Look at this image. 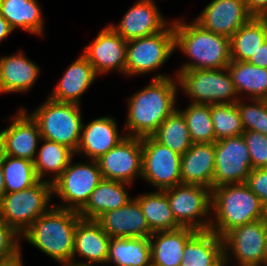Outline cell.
I'll use <instances>...</instances> for the list:
<instances>
[{
    "mask_svg": "<svg viewBox=\"0 0 267 266\" xmlns=\"http://www.w3.org/2000/svg\"><path fill=\"white\" fill-rule=\"evenodd\" d=\"M263 100H264V102H265V104L267 106V96Z\"/></svg>",
    "mask_w": 267,
    "mask_h": 266,
    "instance_id": "cell-53",
    "label": "cell"
},
{
    "mask_svg": "<svg viewBox=\"0 0 267 266\" xmlns=\"http://www.w3.org/2000/svg\"><path fill=\"white\" fill-rule=\"evenodd\" d=\"M110 239L97 220L81 218L75 231L73 265L93 266L96 263H106ZM76 254L86 261H74Z\"/></svg>",
    "mask_w": 267,
    "mask_h": 266,
    "instance_id": "cell-20",
    "label": "cell"
},
{
    "mask_svg": "<svg viewBox=\"0 0 267 266\" xmlns=\"http://www.w3.org/2000/svg\"><path fill=\"white\" fill-rule=\"evenodd\" d=\"M2 171L6 193L25 190L39 181L35 173L34 162L28 159L3 155Z\"/></svg>",
    "mask_w": 267,
    "mask_h": 266,
    "instance_id": "cell-35",
    "label": "cell"
},
{
    "mask_svg": "<svg viewBox=\"0 0 267 266\" xmlns=\"http://www.w3.org/2000/svg\"><path fill=\"white\" fill-rule=\"evenodd\" d=\"M13 29L10 27L7 20L2 17L0 13V41L4 40L8 35L12 33Z\"/></svg>",
    "mask_w": 267,
    "mask_h": 266,
    "instance_id": "cell-44",
    "label": "cell"
},
{
    "mask_svg": "<svg viewBox=\"0 0 267 266\" xmlns=\"http://www.w3.org/2000/svg\"><path fill=\"white\" fill-rule=\"evenodd\" d=\"M50 179L39 180L32 187L13 193H5L0 200V217L22 235L31 224L50 207L52 195Z\"/></svg>",
    "mask_w": 267,
    "mask_h": 266,
    "instance_id": "cell-6",
    "label": "cell"
},
{
    "mask_svg": "<svg viewBox=\"0 0 267 266\" xmlns=\"http://www.w3.org/2000/svg\"><path fill=\"white\" fill-rule=\"evenodd\" d=\"M250 190L261 200V203L267 205V167L252 169L245 182Z\"/></svg>",
    "mask_w": 267,
    "mask_h": 266,
    "instance_id": "cell-41",
    "label": "cell"
},
{
    "mask_svg": "<svg viewBox=\"0 0 267 266\" xmlns=\"http://www.w3.org/2000/svg\"><path fill=\"white\" fill-rule=\"evenodd\" d=\"M81 218L77 211L51 206L21 236L62 265L73 264L75 231Z\"/></svg>",
    "mask_w": 267,
    "mask_h": 266,
    "instance_id": "cell-2",
    "label": "cell"
},
{
    "mask_svg": "<svg viewBox=\"0 0 267 266\" xmlns=\"http://www.w3.org/2000/svg\"><path fill=\"white\" fill-rule=\"evenodd\" d=\"M223 256V238L210 230L197 231L184 246L181 266H213Z\"/></svg>",
    "mask_w": 267,
    "mask_h": 266,
    "instance_id": "cell-27",
    "label": "cell"
},
{
    "mask_svg": "<svg viewBox=\"0 0 267 266\" xmlns=\"http://www.w3.org/2000/svg\"><path fill=\"white\" fill-rule=\"evenodd\" d=\"M2 157H3V136L0 131V159H2Z\"/></svg>",
    "mask_w": 267,
    "mask_h": 266,
    "instance_id": "cell-48",
    "label": "cell"
},
{
    "mask_svg": "<svg viewBox=\"0 0 267 266\" xmlns=\"http://www.w3.org/2000/svg\"><path fill=\"white\" fill-rule=\"evenodd\" d=\"M196 232L189 227L153 232L149 237L152 262L158 266H181L184 246Z\"/></svg>",
    "mask_w": 267,
    "mask_h": 266,
    "instance_id": "cell-24",
    "label": "cell"
},
{
    "mask_svg": "<svg viewBox=\"0 0 267 266\" xmlns=\"http://www.w3.org/2000/svg\"><path fill=\"white\" fill-rule=\"evenodd\" d=\"M145 266H158V265L151 261L149 264H146Z\"/></svg>",
    "mask_w": 267,
    "mask_h": 266,
    "instance_id": "cell-50",
    "label": "cell"
},
{
    "mask_svg": "<svg viewBox=\"0 0 267 266\" xmlns=\"http://www.w3.org/2000/svg\"><path fill=\"white\" fill-rule=\"evenodd\" d=\"M96 77L94 67L81 54L65 71L49 97L55 101L80 105V96L91 86Z\"/></svg>",
    "mask_w": 267,
    "mask_h": 266,
    "instance_id": "cell-23",
    "label": "cell"
},
{
    "mask_svg": "<svg viewBox=\"0 0 267 266\" xmlns=\"http://www.w3.org/2000/svg\"><path fill=\"white\" fill-rule=\"evenodd\" d=\"M224 255L234 254L239 266H266V219L230 230L223 237Z\"/></svg>",
    "mask_w": 267,
    "mask_h": 266,
    "instance_id": "cell-13",
    "label": "cell"
},
{
    "mask_svg": "<svg viewBox=\"0 0 267 266\" xmlns=\"http://www.w3.org/2000/svg\"><path fill=\"white\" fill-rule=\"evenodd\" d=\"M0 266H23V263H22V259L20 258L17 261H14L8 264H1Z\"/></svg>",
    "mask_w": 267,
    "mask_h": 266,
    "instance_id": "cell-47",
    "label": "cell"
},
{
    "mask_svg": "<svg viewBox=\"0 0 267 266\" xmlns=\"http://www.w3.org/2000/svg\"><path fill=\"white\" fill-rule=\"evenodd\" d=\"M253 169L267 167V136L256 131H244Z\"/></svg>",
    "mask_w": 267,
    "mask_h": 266,
    "instance_id": "cell-40",
    "label": "cell"
},
{
    "mask_svg": "<svg viewBox=\"0 0 267 266\" xmlns=\"http://www.w3.org/2000/svg\"><path fill=\"white\" fill-rule=\"evenodd\" d=\"M152 137L181 156L193 144L186 119L177 108L160 124Z\"/></svg>",
    "mask_w": 267,
    "mask_h": 266,
    "instance_id": "cell-33",
    "label": "cell"
},
{
    "mask_svg": "<svg viewBox=\"0 0 267 266\" xmlns=\"http://www.w3.org/2000/svg\"><path fill=\"white\" fill-rule=\"evenodd\" d=\"M156 6L153 0H139L129 8L117 26L112 24L110 27L127 41L161 32L168 22Z\"/></svg>",
    "mask_w": 267,
    "mask_h": 266,
    "instance_id": "cell-18",
    "label": "cell"
},
{
    "mask_svg": "<svg viewBox=\"0 0 267 266\" xmlns=\"http://www.w3.org/2000/svg\"><path fill=\"white\" fill-rule=\"evenodd\" d=\"M210 107L215 142L223 138L243 135L244 129L236 103L210 104Z\"/></svg>",
    "mask_w": 267,
    "mask_h": 266,
    "instance_id": "cell-37",
    "label": "cell"
},
{
    "mask_svg": "<svg viewBox=\"0 0 267 266\" xmlns=\"http://www.w3.org/2000/svg\"><path fill=\"white\" fill-rule=\"evenodd\" d=\"M84 126L76 154L83 152L91 160L96 161L127 137V134L119 135L116 121L108 116L97 118Z\"/></svg>",
    "mask_w": 267,
    "mask_h": 266,
    "instance_id": "cell-22",
    "label": "cell"
},
{
    "mask_svg": "<svg viewBox=\"0 0 267 266\" xmlns=\"http://www.w3.org/2000/svg\"><path fill=\"white\" fill-rule=\"evenodd\" d=\"M97 221L110 238L150 237L153 233L135 198H131L123 207L103 213Z\"/></svg>",
    "mask_w": 267,
    "mask_h": 266,
    "instance_id": "cell-19",
    "label": "cell"
},
{
    "mask_svg": "<svg viewBox=\"0 0 267 266\" xmlns=\"http://www.w3.org/2000/svg\"><path fill=\"white\" fill-rule=\"evenodd\" d=\"M44 144L38 152L37 158L34 161V169L39 180H43L45 172H54L53 180L55 181L62 172L72 162V157L75 154L73 150L65 145L59 144L55 141L41 139Z\"/></svg>",
    "mask_w": 267,
    "mask_h": 266,
    "instance_id": "cell-34",
    "label": "cell"
},
{
    "mask_svg": "<svg viewBox=\"0 0 267 266\" xmlns=\"http://www.w3.org/2000/svg\"><path fill=\"white\" fill-rule=\"evenodd\" d=\"M266 266H267V220H266Z\"/></svg>",
    "mask_w": 267,
    "mask_h": 266,
    "instance_id": "cell-49",
    "label": "cell"
},
{
    "mask_svg": "<svg viewBox=\"0 0 267 266\" xmlns=\"http://www.w3.org/2000/svg\"><path fill=\"white\" fill-rule=\"evenodd\" d=\"M129 183L102 179L86 205L78 212L84 219L97 220L103 213L123 207L131 199L125 191Z\"/></svg>",
    "mask_w": 267,
    "mask_h": 266,
    "instance_id": "cell-26",
    "label": "cell"
},
{
    "mask_svg": "<svg viewBox=\"0 0 267 266\" xmlns=\"http://www.w3.org/2000/svg\"><path fill=\"white\" fill-rule=\"evenodd\" d=\"M193 143H214L215 133L209 104L191 103L181 111Z\"/></svg>",
    "mask_w": 267,
    "mask_h": 266,
    "instance_id": "cell-36",
    "label": "cell"
},
{
    "mask_svg": "<svg viewBox=\"0 0 267 266\" xmlns=\"http://www.w3.org/2000/svg\"><path fill=\"white\" fill-rule=\"evenodd\" d=\"M251 158L243 135L215 142L213 188L246 182L252 171Z\"/></svg>",
    "mask_w": 267,
    "mask_h": 266,
    "instance_id": "cell-12",
    "label": "cell"
},
{
    "mask_svg": "<svg viewBox=\"0 0 267 266\" xmlns=\"http://www.w3.org/2000/svg\"><path fill=\"white\" fill-rule=\"evenodd\" d=\"M265 219L267 220V205L265 206Z\"/></svg>",
    "mask_w": 267,
    "mask_h": 266,
    "instance_id": "cell-51",
    "label": "cell"
},
{
    "mask_svg": "<svg viewBox=\"0 0 267 266\" xmlns=\"http://www.w3.org/2000/svg\"><path fill=\"white\" fill-rule=\"evenodd\" d=\"M116 266H145L152 261L149 237L111 238L108 249V262Z\"/></svg>",
    "mask_w": 267,
    "mask_h": 266,
    "instance_id": "cell-29",
    "label": "cell"
},
{
    "mask_svg": "<svg viewBox=\"0 0 267 266\" xmlns=\"http://www.w3.org/2000/svg\"><path fill=\"white\" fill-rule=\"evenodd\" d=\"M164 192L173 216L181 227L197 231L210 230L212 220L205 221L204 216L207 218L211 209V189L199 185L178 184Z\"/></svg>",
    "mask_w": 267,
    "mask_h": 266,
    "instance_id": "cell-9",
    "label": "cell"
},
{
    "mask_svg": "<svg viewBox=\"0 0 267 266\" xmlns=\"http://www.w3.org/2000/svg\"><path fill=\"white\" fill-rule=\"evenodd\" d=\"M152 232L181 228L176 222L164 190L135 197Z\"/></svg>",
    "mask_w": 267,
    "mask_h": 266,
    "instance_id": "cell-32",
    "label": "cell"
},
{
    "mask_svg": "<svg viewBox=\"0 0 267 266\" xmlns=\"http://www.w3.org/2000/svg\"><path fill=\"white\" fill-rule=\"evenodd\" d=\"M12 123L1 131L3 136V155L35 161L38 140L42 139L37 122L20 109Z\"/></svg>",
    "mask_w": 267,
    "mask_h": 266,
    "instance_id": "cell-17",
    "label": "cell"
},
{
    "mask_svg": "<svg viewBox=\"0 0 267 266\" xmlns=\"http://www.w3.org/2000/svg\"><path fill=\"white\" fill-rule=\"evenodd\" d=\"M211 203L216 219L210 231L221 238L236 227L265 218V206L245 182L211 189Z\"/></svg>",
    "mask_w": 267,
    "mask_h": 266,
    "instance_id": "cell-4",
    "label": "cell"
},
{
    "mask_svg": "<svg viewBox=\"0 0 267 266\" xmlns=\"http://www.w3.org/2000/svg\"><path fill=\"white\" fill-rule=\"evenodd\" d=\"M246 9L255 17H267V0H244Z\"/></svg>",
    "mask_w": 267,
    "mask_h": 266,
    "instance_id": "cell-42",
    "label": "cell"
},
{
    "mask_svg": "<svg viewBox=\"0 0 267 266\" xmlns=\"http://www.w3.org/2000/svg\"><path fill=\"white\" fill-rule=\"evenodd\" d=\"M19 237L20 235L0 217V265L22 258Z\"/></svg>",
    "mask_w": 267,
    "mask_h": 266,
    "instance_id": "cell-39",
    "label": "cell"
},
{
    "mask_svg": "<svg viewBox=\"0 0 267 266\" xmlns=\"http://www.w3.org/2000/svg\"><path fill=\"white\" fill-rule=\"evenodd\" d=\"M173 29L175 49L192 59L180 70L223 69L230 64V38L210 32L196 21L189 24L174 21Z\"/></svg>",
    "mask_w": 267,
    "mask_h": 266,
    "instance_id": "cell-3",
    "label": "cell"
},
{
    "mask_svg": "<svg viewBox=\"0 0 267 266\" xmlns=\"http://www.w3.org/2000/svg\"><path fill=\"white\" fill-rule=\"evenodd\" d=\"M0 58V93L28 91L39 76V67L21 54Z\"/></svg>",
    "mask_w": 267,
    "mask_h": 266,
    "instance_id": "cell-25",
    "label": "cell"
},
{
    "mask_svg": "<svg viewBox=\"0 0 267 266\" xmlns=\"http://www.w3.org/2000/svg\"><path fill=\"white\" fill-rule=\"evenodd\" d=\"M267 39V17L252 16L230 38L231 60L248 61Z\"/></svg>",
    "mask_w": 267,
    "mask_h": 266,
    "instance_id": "cell-28",
    "label": "cell"
},
{
    "mask_svg": "<svg viewBox=\"0 0 267 266\" xmlns=\"http://www.w3.org/2000/svg\"><path fill=\"white\" fill-rule=\"evenodd\" d=\"M6 189H5V181L2 171V159H0V200L5 195Z\"/></svg>",
    "mask_w": 267,
    "mask_h": 266,
    "instance_id": "cell-45",
    "label": "cell"
},
{
    "mask_svg": "<svg viewBox=\"0 0 267 266\" xmlns=\"http://www.w3.org/2000/svg\"><path fill=\"white\" fill-rule=\"evenodd\" d=\"M0 13L14 30L17 27L42 34L43 17L36 0H0Z\"/></svg>",
    "mask_w": 267,
    "mask_h": 266,
    "instance_id": "cell-30",
    "label": "cell"
},
{
    "mask_svg": "<svg viewBox=\"0 0 267 266\" xmlns=\"http://www.w3.org/2000/svg\"><path fill=\"white\" fill-rule=\"evenodd\" d=\"M251 17L244 0H213L195 21L210 32L231 38Z\"/></svg>",
    "mask_w": 267,
    "mask_h": 266,
    "instance_id": "cell-16",
    "label": "cell"
},
{
    "mask_svg": "<svg viewBox=\"0 0 267 266\" xmlns=\"http://www.w3.org/2000/svg\"><path fill=\"white\" fill-rule=\"evenodd\" d=\"M181 155L157 142L152 136L142 138V175L158 190L181 184Z\"/></svg>",
    "mask_w": 267,
    "mask_h": 266,
    "instance_id": "cell-11",
    "label": "cell"
},
{
    "mask_svg": "<svg viewBox=\"0 0 267 266\" xmlns=\"http://www.w3.org/2000/svg\"><path fill=\"white\" fill-rule=\"evenodd\" d=\"M63 266H78V265H73V264H63Z\"/></svg>",
    "mask_w": 267,
    "mask_h": 266,
    "instance_id": "cell-52",
    "label": "cell"
},
{
    "mask_svg": "<svg viewBox=\"0 0 267 266\" xmlns=\"http://www.w3.org/2000/svg\"><path fill=\"white\" fill-rule=\"evenodd\" d=\"M31 117L37 122L42 139L65 145L76 153L83 125L78 104L59 102L48 97L43 105L31 113Z\"/></svg>",
    "mask_w": 267,
    "mask_h": 266,
    "instance_id": "cell-5",
    "label": "cell"
},
{
    "mask_svg": "<svg viewBox=\"0 0 267 266\" xmlns=\"http://www.w3.org/2000/svg\"><path fill=\"white\" fill-rule=\"evenodd\" d=\"M102 179L97 161L91 160L90 164L70 162L62 174L52 182L53 194L60 197L63 202L69 203V206L57 207L79 212Z\"/></svg>",
    "mask_w": 267,
    "mask_h": 266,
    "instance_id": "cell-10",
    "label": "cell"
},
{
    "mask_svg": "<svg viewBox=\"0 0 267 266\" xmlns=\"http://www.w3.org/2000/svg\"><path fill=\"white\" fill-rule=\"evenodd\" d=\"M177 79L165 74L154 76L152 82L128 99V115L124 130L127 136H152L160 124L176 109Z\"/></svg>",
    "mask_w": 267,
    "mask_h": 266,
    "instance_id": "cell-1",
    "label": "cell"
},
{
    "mask_svg": "<svg viewBox=\"0 0 267 266\" xmlns=\"http://www.w3.org/2000/svg\"><path fill=\"white\" fill-rule=\"evenodd\" d=\"M177 84L194 104L236 103L240 98L227 67L223 69L179 70ZM230 99V100H229Z\"/></svg>",
    "mask_w": 267,
    "mask_h": 266,
    "instance_id": "cell-7",
    "label": "cell"
},
{
    "mask_svg": "<svg viewBox=\"0 0 267 266\" xmlns=\"http://www.w3.org/2000/svg\"><path fill=\"white\" fill-rule=\"evenodd\" d=\"M181 184L199 185L213 189L215 171V142L193 143L181 156Z\"/></svg>",
    "mask_w": 267,
    "mask_h": 266,
    "instance_id": "cell-21",
    "label": "cell"
},
{
    "mask_svg": "<svg viewBox=\"0 0 267 266\" xmlns=\"http://www.w3.org/2000/svg\"><path fill=\"white\" fill-rule=\"evenodd\" d=\"M228 259H230L228 257V255H224L216 264H214L213 266H226Z\"/></svg>",
    "mask_w": 267,
    "mask_h": 266,
    "instance_id": "cell-46",
    "label": "cell"
},
{
    "mask_svg": "<svg viewBox=\"0 0 267 266\" xmlns=\"http://www.w3.org/2000/svg\"><path fill=\"white\" fill-rule=\"evenodd\" d=\"M96 161L103 179L131 184L142 175V138L127 136Z\"/></svg>",
    "mask_w": 267,
    "mask_h": 266,
    "instance_id": "cell-14",
    "label": "cell"
},
{
    "mask_svg": "<svg viewBox=\"0 0 267 266\" xmlns=\"http://www.w3.org/2000/svg\"><path fill=\"white\" fill-rule=\"evenodd\" d=\"M254 104L236 102L244 131H256L267 136V106L263 99H251Z\"/></svg>",
    "mask_w": 267,
    "mask_h": 266,
    "instance_id": "cell-38",
    "label": "cell"
},
{
    "mask_svg": "<svg viewBox=\"0 0 267 266\" xmlns=\"http://www.w3.org/2000/svg\"><path fill=\"white\" fill-rule=\"evenodd\" d=\"M175 49L173 23L153 35L127 41L125 74H144L159 68Z\"/></svg>",
    "mask_w": 267,
    "mask_h": 266,
    "instance_id": "cell-8",
    "label": "cell"
},
{
    "mask_svg": "<svg viewBox=\"0 0 267 266\" xmlns=\"http://www.w3.org/2000/svg\"><path fill=\"white\" fill-rule=\"evenodd\" d=\"M227 69L238 97L243 93L250 95V99H264L267 96V69L235 60H231Z\"/></svg>",
    "mask_w": 267,
    "mask_h": 266,
    "instance_id": "cell-31",
    "label": "cell"
},
{
    "mask_svg": "<svg viewBox=\"0 0 267 266\" xmlns=\"http://www.w3.org/2000/svg\"><path fill=\"white\" fill-rule=\"evenodd\" d=\"M127 40L108 25L99 32L93 43L85 46L82 54L94 67L104 74L113 69L125 74Z\"/></svg>",
    "mask_w": 267,
    "mask_h": 266,
    "instance_id": "cell-15",
    "label": "cell"
},
{
    "mask_svg": "<svg viewBox=\"0 0 267 266\" xmlns=\"http://www.w3.org/2000/svg\"><path fill=\"white\" fill-rule=\"evenodd\" d=\"M248 63L267 69V39L262 43L259 49L253 54Z\"/></svg>",
    "mask_w": 267,
    "mask_h": 266,
    "instance_id": "cell-43",
    "label": "cell"
}]
</instances>
